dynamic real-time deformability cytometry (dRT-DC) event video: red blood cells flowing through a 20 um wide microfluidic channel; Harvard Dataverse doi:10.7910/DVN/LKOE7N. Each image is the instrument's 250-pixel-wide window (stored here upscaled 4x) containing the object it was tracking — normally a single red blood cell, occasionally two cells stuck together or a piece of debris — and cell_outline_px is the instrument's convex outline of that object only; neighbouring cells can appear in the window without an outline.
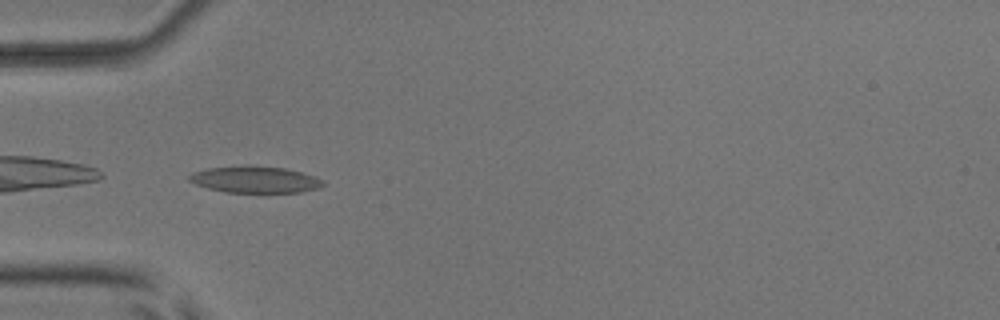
{"species": "common noctule bat (a hibernating species)", "species_latin": "Nyctalus noctula", "temperature_condition": "room temperature", "stored_images_in_passage": 5, "camera_frame_rate_fps": 3000, "um_per_image_px": 0.085, "animal": {"sex": "male", "body_mass_g": 17.9, "forearm_length_mm": 54.2}, "frame": {"image": 1, "passage_image": 4, "time_ms": 1.0, "image_size_px": [1000, 320], "cell_outline_px": [[324, 184], [320, 188], [300, 192], [224, 192], [208, 188], [196, 184], [188, 180], [188, 176], [192, 172], [208, 168], [284, 168], [316, 176], [324, 180]], "centroid_in_image_um": [21.72, 15.3], "position_along_channel_um": 63.3, "area_um2": 19.88}}
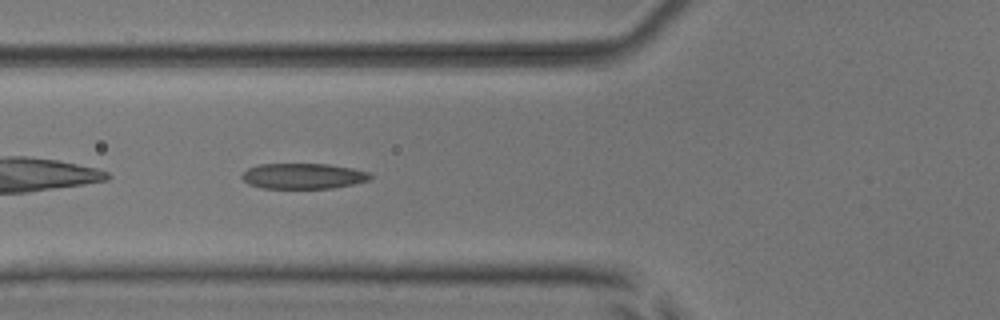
{"frame": {"image": 2, "passage_image": 5, "time_ms": 1.333, "image_size_px": [1000, 320], "cell_outline_px": [[372, 176], [368, 180], [352, 184], [332, 188], [264, 188], [248, 184], [240, 176], [248, 168], [260, 164], [328, 164], [352, 168], [368, 172]], "centroid_in_image_um": [25.75, 14.96], "position_along_channel_um": 100.1, "area_um2": 18.96}}